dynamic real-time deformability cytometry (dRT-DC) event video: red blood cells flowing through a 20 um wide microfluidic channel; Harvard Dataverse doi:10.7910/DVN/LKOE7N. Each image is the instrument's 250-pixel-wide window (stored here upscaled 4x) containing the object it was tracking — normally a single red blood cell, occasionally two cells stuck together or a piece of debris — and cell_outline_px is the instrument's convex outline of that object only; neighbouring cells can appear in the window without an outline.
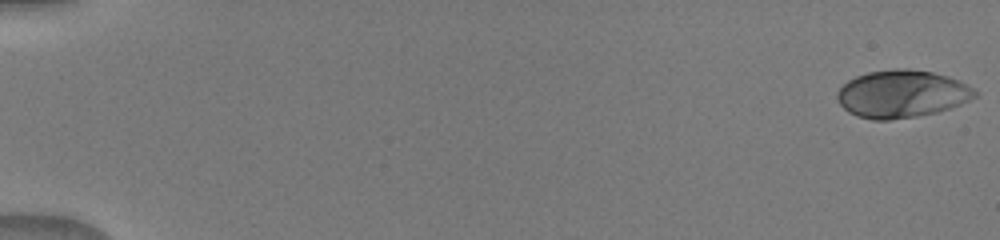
{"species": "human", "species_latin": "Homo sapiens", "temperature_condition": "warm", "stored_images_in_passage": 51, "camera_frame_rate_fps": 3000, "um_per_image_px": 0.085, "donor": {"sex": "male"}, "frame": {"image": 1, "passage_image": 1, "time_ms": 0.0, "image_size_px": [1000, 240], "cell_outline_px": [[976, 96], [960, 104], [936, 112], [916, 116], [888, 120], [872, 120], [856, 116], [848, 112], [840, 104], [836, 96], [836, 92], [848, 80], [856, 76], [868, 72], [896, 68], [908, 68], [932, 72], [948, 76], [960, 80], [972, 88], [976, 92]], "centroid_in_image_um": [76.62, 7.97], "position_along_channel_um": 8.4, "area_um2": 38.09}}
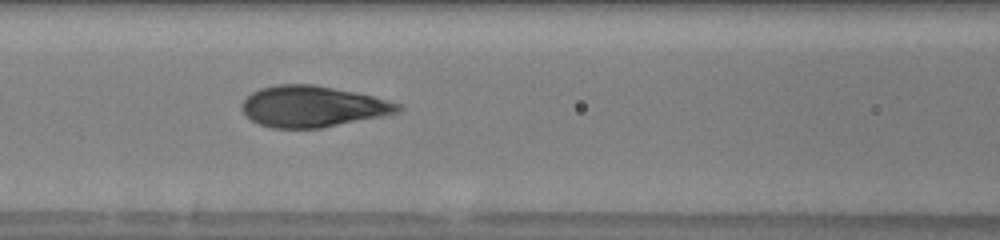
{"frame": {"image": 2, "passage_image": 24, "time_ms": 7.667, "image_size_px": [1000, 240], "cell_outline_px": [[404, 108], [400, 112], [320, 128], [272, 128], [260, 124], [252, 120], [240, 108], [240, 104], [252, 92], [260, 88], [276, 84], [312, 84], [356, 92], [372, 96], [400, 104]], "centroid_in_image_um": [26.55, 9.04], "position_along_channel_um": 140.1, "area_um2": 37.17}}
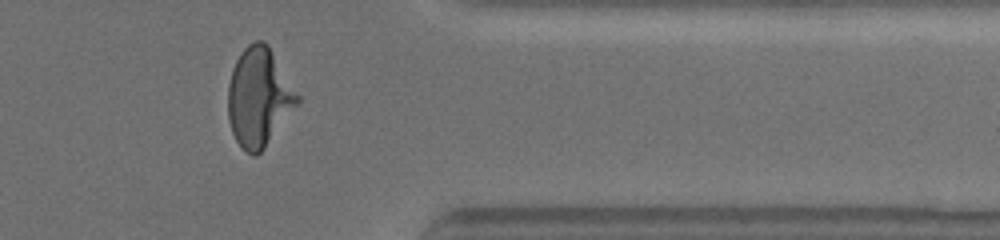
{"frame": {"image": 3, "passage_image": 43, "time_ms": 14.0, "image_size_px": [1000, 240], "cell_outline_px": [[300, 100], [264, 148], [256, 156], [252, 156], [240, 148], [232, 132], [228, 120], [228, 84], [232, 68], [240, 52], [248, 44], [256, 40], [264, 40], [268, 44], [300, 96]], "centroid_in_image_um": [21.98, 8.25], "position_along_channel_um": 389.4, "area_um2": 39.88}}